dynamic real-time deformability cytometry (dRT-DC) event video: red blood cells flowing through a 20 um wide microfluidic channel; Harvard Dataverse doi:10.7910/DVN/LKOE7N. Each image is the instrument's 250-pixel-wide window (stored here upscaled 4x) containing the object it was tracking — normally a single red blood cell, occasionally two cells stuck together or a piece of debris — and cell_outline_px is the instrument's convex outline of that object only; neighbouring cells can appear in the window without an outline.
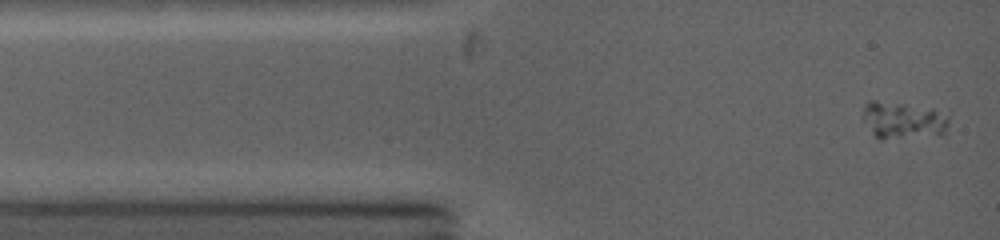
{"species": "common noctule bat (a hibernating species)", "species_latin": "Nyctalus noctula", "temperature_condition": "warm", "stored_images_in_passage": 4, "camera_frame_rate_fps": 5000, "um_per_image_px": 0.085, "animal": {"sex": "female", "body_mass_g": 19.0, "forearm_length_mm": 53.3}, "frame": {"image": 1, "passage_image": 1, "time_ms": 0.0, "image_size_px": [1000, 240], "cell_outline_px": [[952, 112], [944, 136], [880, 140], [872, 132], [864, 120], [864, 108], [872, 100], [876, 100], [952, 108]], "centroid_in_image_um": [77.0, 10.2], "position_along_channel_um": 8.0, "area_um2": 20.11}}
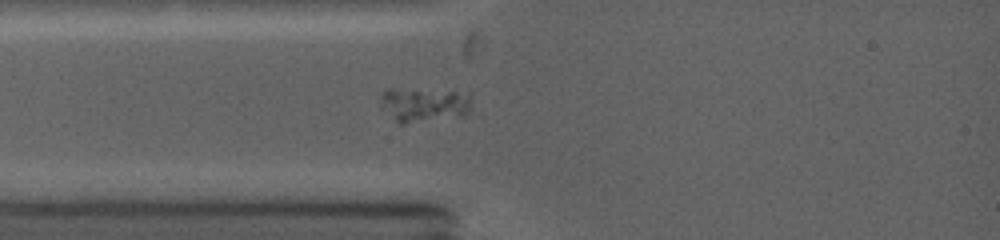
{"frame": {"image": 2, "passage_image": 4, "time_ms": 2.2, "image_size_px": [1000, 240], "cell_outline_px": [[468, 112], [464, 116], [404, 124], [400, 124], [396, 120], [384, 104], [380, 96], [384, 92], [452, 92], [468, 100]], "centroid_in_image_um": [36.07, 9.01], "position_along_channel_um": 48.9, "area_um2": 16.01}}